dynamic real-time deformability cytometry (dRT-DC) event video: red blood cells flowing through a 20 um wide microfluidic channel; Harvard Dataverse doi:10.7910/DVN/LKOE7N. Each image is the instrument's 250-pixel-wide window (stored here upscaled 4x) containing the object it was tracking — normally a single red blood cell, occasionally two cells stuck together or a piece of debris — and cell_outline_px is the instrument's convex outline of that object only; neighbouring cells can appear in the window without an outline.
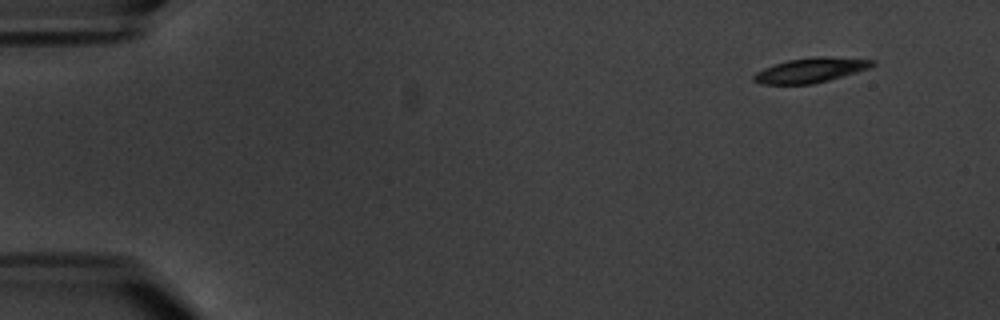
{"species": "common noctule bat (a hibernating species)", "species_latin": "Nyctalus noctula", "temperature_condition": "warm", "stored_images_in_passage": 6, "camera_frame_rate_fps": 3000, "um_per_image_px": 0.085, "animal": {"sex": "male", "body_mass_g": 20.1, "forearm_length_mm": 53.5}, "frame": {"image": 1, "passage_image": 2, "time_ms": 1.333, "image_size_px": [1000, 320], "cell_outline_px": [[876, 64], [872, 68], [828, 80], [812, 84], [760, 84], [752, 80], [752, 76], [756, 72], [764, 68], [788, 60], [820, 56], [876, 60]], "centroid_in_image_um": [68.93, 5.97], "position_along_channel_um": 16.1, "area_um2": 17.05}}
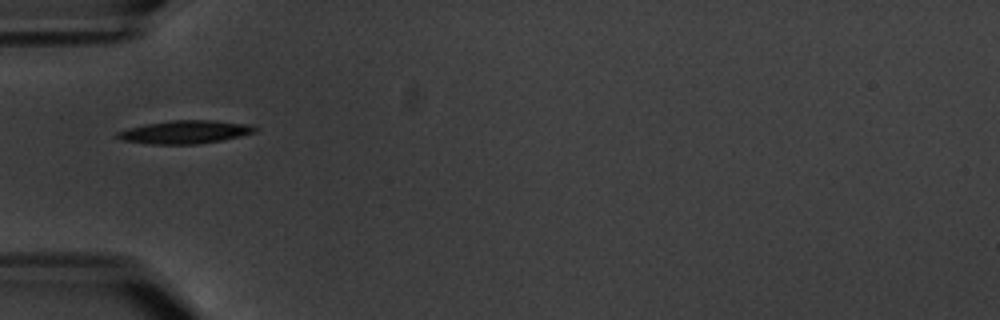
{"frame": {"image": 2, "passage_image": 6, "time_ms": 6.333, "image_size_px": [1000, 320], "cell_outline_px": [[256, 132], [224, 140], [196, 144], [152, 144], [120, 140], [112, 136], [116, 132], [128, 128], [144, 124], [172, 120], [212, 120], [248, 124], [256, 128]], "centroid_in_image_um": [15.66, 11.22], "position_along_channel_um": 69.3, "area_um2": 18.67}}